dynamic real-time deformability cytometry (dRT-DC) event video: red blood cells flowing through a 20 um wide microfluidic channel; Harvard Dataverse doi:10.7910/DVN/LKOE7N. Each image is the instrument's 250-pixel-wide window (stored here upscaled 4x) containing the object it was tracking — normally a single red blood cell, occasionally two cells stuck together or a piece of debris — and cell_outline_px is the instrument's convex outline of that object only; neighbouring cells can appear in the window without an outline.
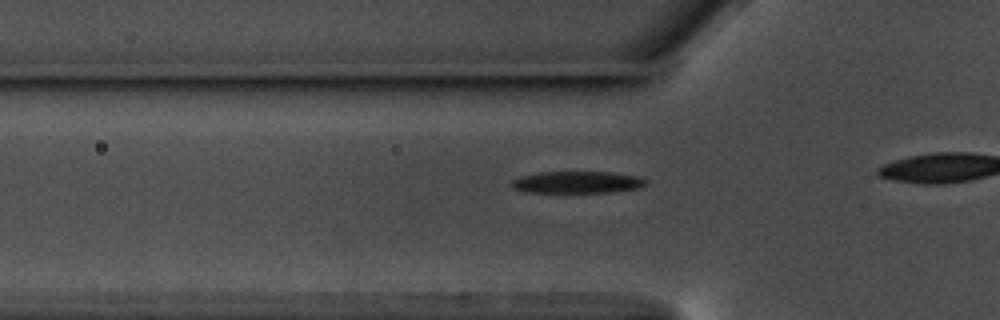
{"species": "common noctule bat (a hibernating species)", "species_latin": "Nyctalus noctula", "temperature_condition": "warm", "stored_images_in_passage": 14, "camera_frame_rate_fps": 3000, "um_per_image_px": 0.085, "animal": {"sex": "male", "body_mass_g": 17.5, "forearm_length_mm": 52.3}, "frame": {"image": 1, "passage_image": 8, "time_ms": 2.333, "image_size_px": [1000, 320], "cell_outline_px": [[648, 180], [644, 184], [636, 188], [612, 192], [524, 192], [512, 188], [512, 180], [520, 176], [540, 172], [612, 172], [640, 176]], "centroid_in_image_um": [49.05, 15.48], "position_along_channel_um": 76.8, "area_um2": 17.11}}
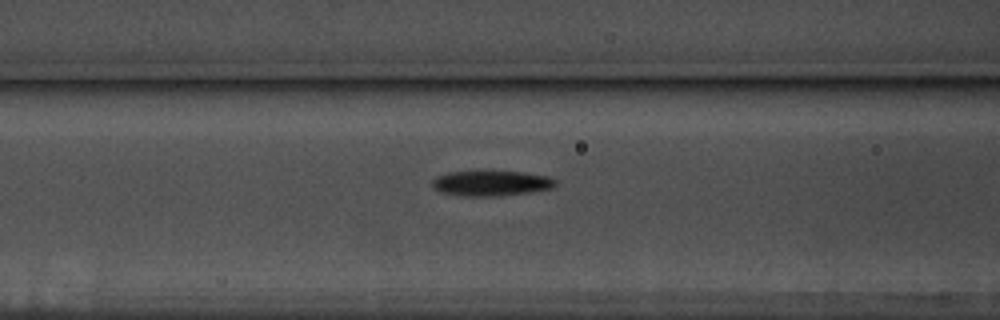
{"frame": {"image": 2, "passage_image": 12, "time_ms": 3.667, "image_size_px": [1000, 320], "cell_outline_px": [[556, 184], [552, 188], [532, 192], [492, 196], [464, 196], [440, 192], [432, 184], [432, 180], [436, 176], [448, 172], [524, 172], [552, 176], [556, 180]], "centroid_in_image_um": [41.79, 15.57], "position_along_channel_um": 124.8, "area_um2": 18.03}}